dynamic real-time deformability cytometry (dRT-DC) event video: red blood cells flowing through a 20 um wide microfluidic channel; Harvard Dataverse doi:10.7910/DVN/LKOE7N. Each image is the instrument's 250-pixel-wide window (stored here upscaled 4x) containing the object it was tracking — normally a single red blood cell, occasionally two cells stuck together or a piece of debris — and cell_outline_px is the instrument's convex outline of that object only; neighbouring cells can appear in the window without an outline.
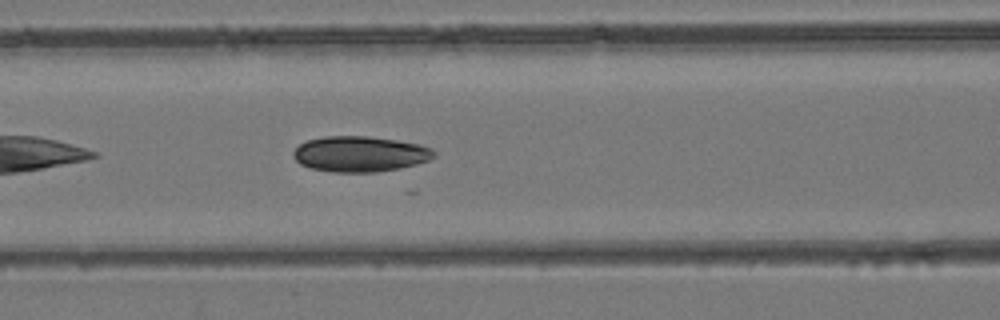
{"species": "common noctule bat (a hibernating species)", "species_latin": "Nyctalus noctula", "temperature_condition": "room temperature", "stored_images_in_passage": 25, "camera_frame_rate_fps": 3000, "um_per_image_px": 0.085, "animal": {"sex": "female", "body_mass_g": 24.6, "forearm_length_mm": 56.2}, "frame": {"image": 1, "passage_image": 6, "time_ms": 1.667, "image_size_px": [1000, 320], "cell_outline_px": [[436, 156], [428, 160], [416, 164], [400, 168], [376, 172], [336, 172], [312, 168], [300, 164], [296, 160], [292, 152], [300, 144], [308, 140], [324, 136], [368, 136], [396, 140], [420, 144], [432, 148], [436, 152]], "centroid_in_image_um": [30.62, 13.08], "position_along_channel_um": 136.0, "area_um2": 29.13}}
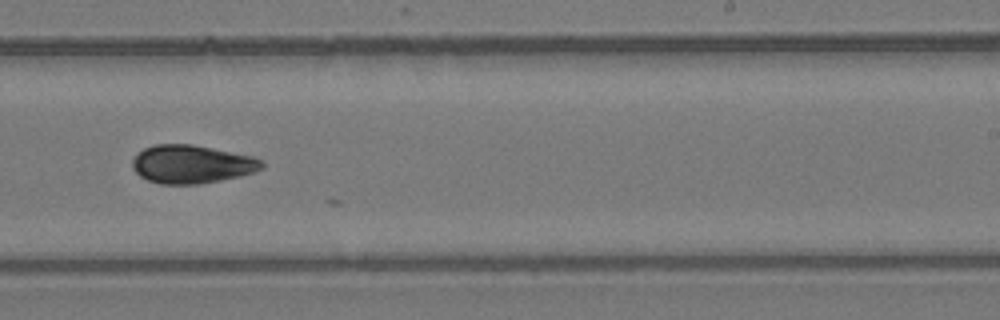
{"frame": {"image": 2, "passage_image": 15, "time_ms": 4.667, "image_size_px": [1000, 320], "cell_outline_px": [[264, 168], [240, 176], [200, 184], [160, 184], [148, 180], [140, 176], [132, 168], [132, 160], [136, 152], [144, 148], [156, 144], [192, 144], [252, 156], [260, 160], [264, 164]], "centroid_in_image_um": [16.25, 13.95], "position_along_channel_um": 272.7, "area_um2": 28.9}}
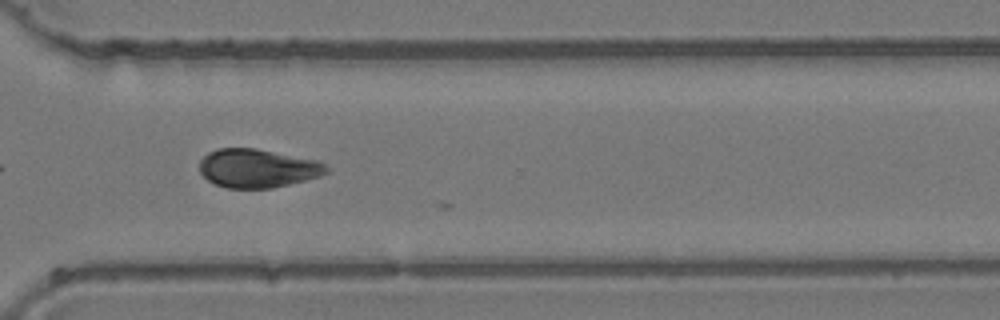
{"frame": {"image": 3, "passage_image": 20, "time_ms": 6.333, "image_size_px": [1000, 320], "cell_outline_px": [[328, 172], [320, 176], [272, 188], [228, 188], [216, 184], [208, 180], [200, 172], [200, 160], [208, 152], [216, 148], [256, 148], [320, 160], [328, 168]], "centroid_in_image_um": [21.9, 14.29], "position_along_channel_um": 348.7, "area_um2": 28.61}}